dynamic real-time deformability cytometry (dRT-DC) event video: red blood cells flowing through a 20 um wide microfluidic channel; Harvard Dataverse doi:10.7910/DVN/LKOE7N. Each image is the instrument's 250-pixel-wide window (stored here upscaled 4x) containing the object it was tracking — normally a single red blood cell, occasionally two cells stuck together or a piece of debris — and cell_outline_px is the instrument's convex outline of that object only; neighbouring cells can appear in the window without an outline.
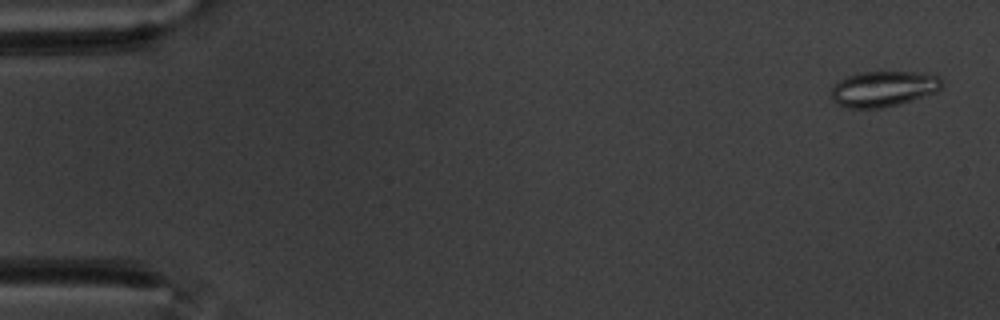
{"species": "common noctule bat (a hibernating species)", "species_latin": "Nyctalus noctula", "temperature_condition": "warm", "stored_images_in_passage": 15, "camera_frame_rate_fps": 3000, "um_per_image_px": 0.085, "animal": {"sex": "male", "body_mass_g": 20.1, "forearm_length_mm": 53.5}, "frame": {"image": 1, "passage_image": 1, "time_ms": 0.0, "image_size_px": [1000, 320], "cell_outline_px": [[944, 84], [936, 92], [900, 104], [880, 108], [848, 108], [836, 104], [832, 96], [832, 84], [848, 76], [860, 72], [916, 72], [940, 76]], "centroid_in_image_um": [75.09, 7.55], "position_along_channel_um": 9.9, "area_um2": 23.0}}
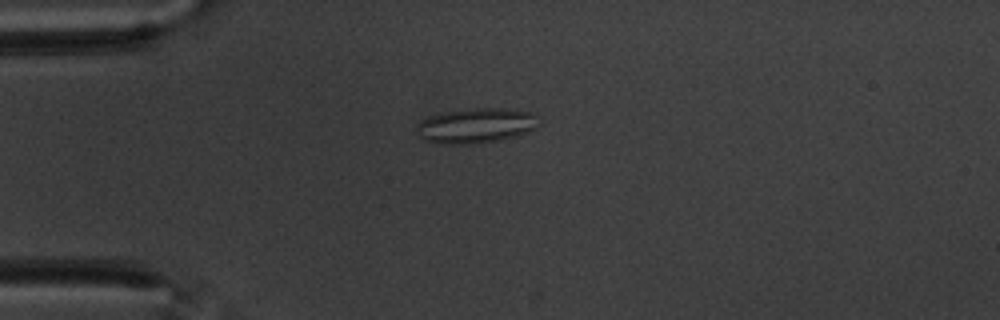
{"frame": {"image": 2, "passage_image": 14, "time_ms": 4.333, "image_size_px": [1000, 320], "cell_outline_px": [[540, 124], [536, 128], [516, 136], [500, 140], [476, 144], [436, 144], [424, 140], [420, 136], [416, 128], [416, 124], [420, 120], [428, 116], [444, 112], [472, 108], [508, 108], [532, 112]], "centroid_in_image_um": [40.44, 10.68], "position_along_channel_um": 44.6, "area_um2": 25.26}}